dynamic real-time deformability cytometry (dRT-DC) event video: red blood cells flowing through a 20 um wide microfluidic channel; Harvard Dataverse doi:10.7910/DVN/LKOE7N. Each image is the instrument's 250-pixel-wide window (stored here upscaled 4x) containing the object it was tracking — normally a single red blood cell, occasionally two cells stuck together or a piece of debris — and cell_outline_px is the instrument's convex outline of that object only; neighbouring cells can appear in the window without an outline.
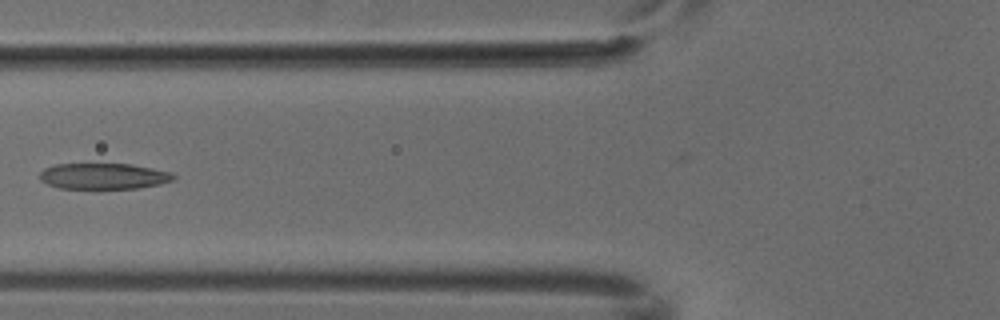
{"species": "common noctule bat (a hibernating species)", "species_latin": "Nyctalus noctula", "temperature_condition": "cold", "stored_images_in_passage": 5, "camera_frame_rate_fps": 3000, "um_per_image_px": 0.085, "animal": {"sex": "male", "body_mass_g": 18.8}, "frame": {"image": 1, "passage_image": 5, "time_ms": 1.333, "image_size_px": [1000, 320], "cell_outline_px": [[176, 176], [172, 180], [160, 184], [136, 188], [60, 188], [48, 184], [40, 180], [40, 172], [44, 168], [56, 164], [132, 164], [172, 172]], "centroid_in_image_um": [8.81, 14.96], "position_along_channel_um": 117.0, "area_um2": 20.11}}